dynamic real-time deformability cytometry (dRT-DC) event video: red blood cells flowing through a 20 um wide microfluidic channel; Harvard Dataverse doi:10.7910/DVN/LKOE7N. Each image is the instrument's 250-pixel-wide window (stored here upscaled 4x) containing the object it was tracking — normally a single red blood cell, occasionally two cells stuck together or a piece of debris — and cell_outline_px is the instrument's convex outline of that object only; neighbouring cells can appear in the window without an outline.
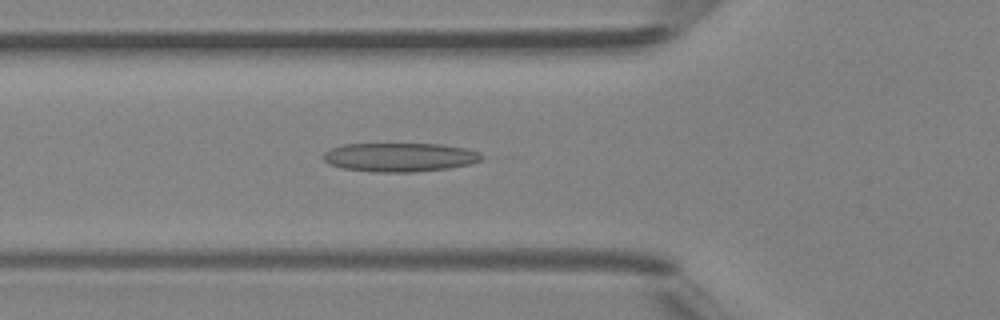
{"species": "Egyptian fruit bat (a non-hibernating species)", "species_latin": "Rousettus aegyptiacus", "temperature_condition": "room temperature", "stored_images_in_passage": 30, "camera_frame_rate_fps": 3000, "um_per_image_px": 0.085, "animal": {"sex": "female"}, "frame": {"image": 1, "passage_image": 7, "time_ms": 2.0, "image_size_px": [1000, 320], "cell_outline_px": [[480, 160], [468, 164], [448, 168], [412, 172], [376, 172], [344, 168], [328, 164], [324, 160], [324, 152], [332, 148], [344, 144], [440, 144], [464, 148], [480, 152]], "centroid_in_image_um": [33.94, 13.36], "position_along_channel_um": 91.9, "area_um2": 26.3}}
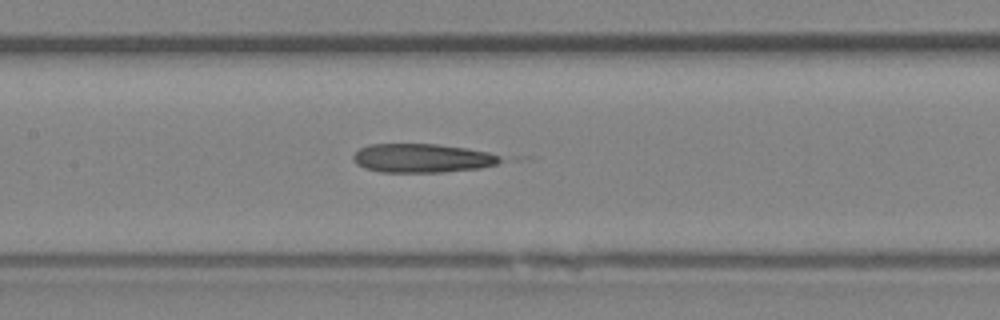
{"frame": {"image": 2, "passage_image": 12, "time_ms": 3.667, "image_size_px": [1000, 320], "cell_outline_px": [[500, 160], [496, 164], [480, 168], [444, 172], [380, 172], [364, 168], [352, 156], [360, 148], [368, 144], [436, 144], [468, 148], [488, 152], [500, 156]], "centroid_in_image_um": [35.89, 13.44], "position_along_channel_um": 171.5, "area_um2": 24.57}}
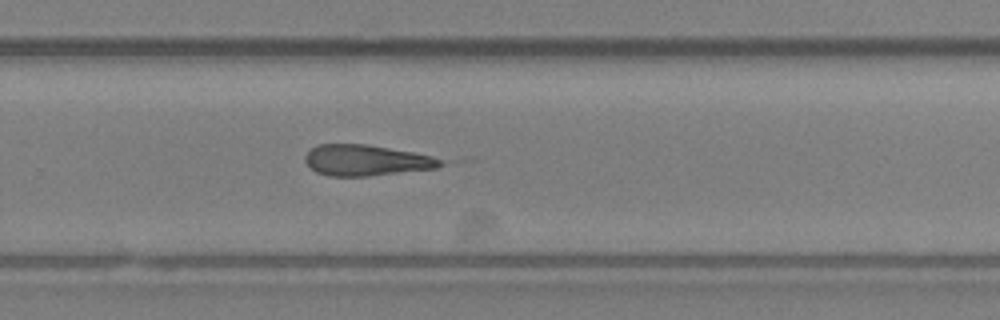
{"frame": {"image": 3, "passage_image": 20, "time_ms": 6.333, "image_size_px": [1000, 320], "cell_outline_px": [[444, 164], [436, 168], [368, 176], [328, 176], [316, 172], [304, 160], [304, 156], [316, 144], [368, 144], [412, 152], [432, 156], [440, 160]], "centroid_in_image_um": [31.08, 13.62], "position_along_channel_um": 298.7, "area_um2": 24.22}}